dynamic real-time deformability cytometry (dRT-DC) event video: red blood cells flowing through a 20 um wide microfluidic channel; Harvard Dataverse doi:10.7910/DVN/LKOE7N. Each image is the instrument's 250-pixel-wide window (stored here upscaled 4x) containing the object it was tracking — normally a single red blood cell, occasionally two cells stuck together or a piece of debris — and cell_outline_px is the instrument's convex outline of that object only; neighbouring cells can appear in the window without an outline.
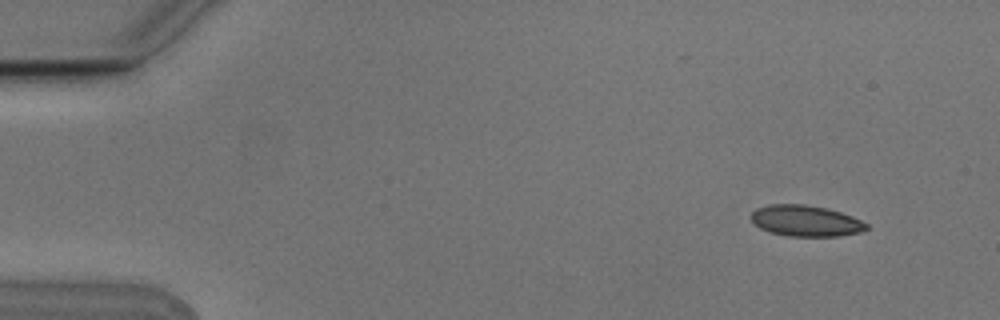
{"species": "Egyptian fruit bat (a non-hibernating species)", "species_latin": "Rousettus aegyptiacus", "temperature_condition": "cold", "stored_images_in_passage": 4, "camera_frame_rate_fps": 3000, "um_per_image_px": 0.085, "animal": {"sex": "male"}, "frame": {"image": 1, "passage_image": 1, "time_ms": 0.0, "image_size_px": [1000, 320], "cell_outline_px": [[868, 228], [860, 232], [836, 236], [788, 236], [768, 232], [752, 224], [752, 212], [756, 208], [768, 204], [804, 204], [828, 208], [852, 216], [868, 224]], "centroid_in_image_um": [68.45, 18.76], "position_along_channel_um": 16.6, "area_um2": 20.98}}